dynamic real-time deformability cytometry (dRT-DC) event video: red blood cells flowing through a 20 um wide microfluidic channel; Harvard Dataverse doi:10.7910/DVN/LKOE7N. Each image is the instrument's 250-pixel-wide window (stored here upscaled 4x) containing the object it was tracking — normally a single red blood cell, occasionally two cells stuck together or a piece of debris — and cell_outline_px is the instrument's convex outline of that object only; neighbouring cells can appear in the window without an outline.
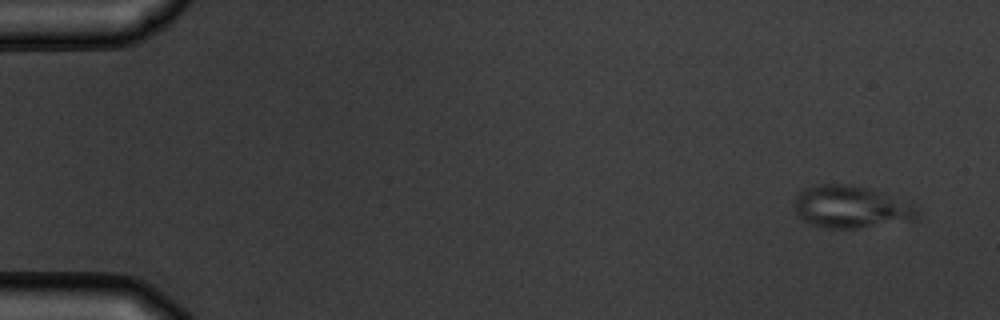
{"species": "common noctule bat (a hibernating species)", "species_latin": "Nyctalus noctula", "temperature_condition": "warm", "stored_images_in_passage": 5, "camera_frame_rate_fps": 3000, "um_per_image_px": 0.085, "animal": {"sex": "male", "body_mass_g": 19.5, "forearm_length_mm": 54.6}, "frame": {"image": 1, "passage_image": 1, "time_ms": 0.0, "image_size_px": [1000, 320], "cell_outline_px": [[916, 220], [856, 228], [828, 228], [812, 224], [796, 216], [796, 196], [804, 188], [816, 184], [848, 184], [868, 188], [912, 204], [916, 208]], "centroid_in_image_um": [72.3, 17.59], "position_along_channel_um": 12.7, "area_um2": 29.88}}